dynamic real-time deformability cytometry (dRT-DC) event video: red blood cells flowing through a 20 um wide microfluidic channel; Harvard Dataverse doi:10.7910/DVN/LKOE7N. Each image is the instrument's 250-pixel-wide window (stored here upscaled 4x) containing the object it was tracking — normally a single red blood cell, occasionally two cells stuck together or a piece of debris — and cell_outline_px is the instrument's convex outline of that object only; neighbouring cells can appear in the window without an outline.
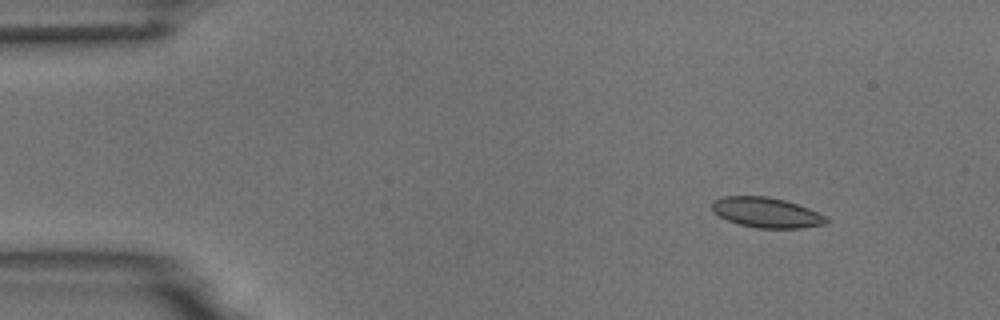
{"species": "common noctule bat (a hibernating species)", "species_latin": "Nyctalus noctula", "temperature_condition": "room temperature", "stored_images_in_passage": 3, "camera_frame_rate_fps": 3000, "um_per_image_px": 0.085, "animal": {"sex": "male", "body_mass_g": 18.8}, "frame": {"image": 1, "passage_image": 1, "time_ms": 0.0, "image_size_px": [1000, 320], "cell_outline_px": [[828, 224], [800, 228], [756, 228], [740, 224], [728, 220], [712, 212], [712, 200], [724, 196], [768, 196], [784, 200], [808, 208], [824, 216], [828, 220]], "centroid_in_image_um": [65.12, 18.06], "position_along_channel_um": 19.9, "area_um2": 20.0}}